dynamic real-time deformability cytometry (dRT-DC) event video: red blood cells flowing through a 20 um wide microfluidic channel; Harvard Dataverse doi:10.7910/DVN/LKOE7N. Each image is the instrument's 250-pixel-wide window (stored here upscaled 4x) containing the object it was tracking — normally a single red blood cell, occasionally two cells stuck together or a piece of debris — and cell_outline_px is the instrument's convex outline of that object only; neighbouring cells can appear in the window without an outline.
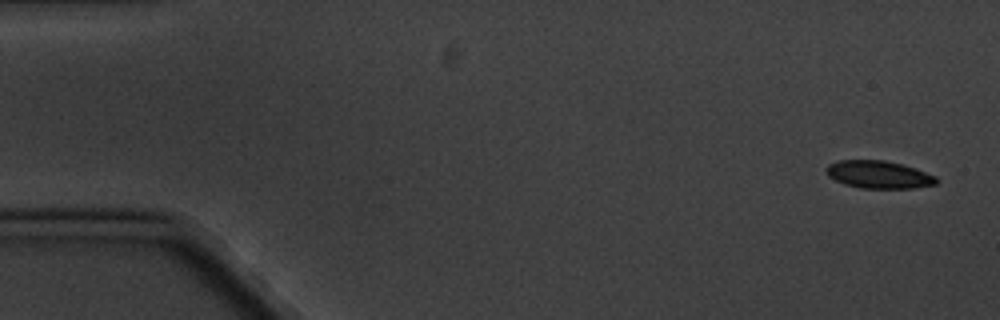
{"species": "common noctule bat (a hibernating species)", "species_latin": "Nyctalus noctula", "temperature_condition": "cold", "stored_images_in_passage": 6, "camera_frame_rate_fps": 3000, "um_per_image_px": 0.085, "animal": {"sex": "male", "body_mass_g": 20.1, "forearm_length_mm": 53.5}, "frame": {"image": 1, "passage_image": 1, "time_ms": 0.0, "image_size_px": [1000, 320], "cell_outline_px": [[940, 180], [936, 184], [912, 188], [860, 188], [844, 184], [828, 176], [824, 168], [828, 164], [840, 160], [884, 160], [916, 168], [936, 176]], "centroid_in_image_um": [74.69, 14.84], "position_along_channel_um": 10.3, "area_um2": 17.8}}
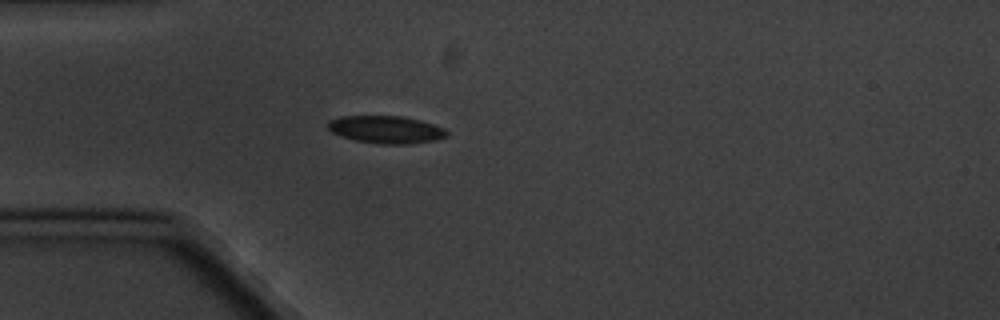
{"frame": {"image": 2, "passage_image": 5, "time_ms": 4.667, "image_size_px": [1000, 320], "cell_outline_px": [[448, 136], [436, 140], [408, 144], [384, 144], [356, 140], [332, 132], [328, 128], [328, 120], [340, 116], [400, 116], [420, 120], [444, 128], [448, 132]], "centroid_in_image_um": [32.83, 11.0], "position_along_channel_um": 52.2, "area_um2": 18.9}}